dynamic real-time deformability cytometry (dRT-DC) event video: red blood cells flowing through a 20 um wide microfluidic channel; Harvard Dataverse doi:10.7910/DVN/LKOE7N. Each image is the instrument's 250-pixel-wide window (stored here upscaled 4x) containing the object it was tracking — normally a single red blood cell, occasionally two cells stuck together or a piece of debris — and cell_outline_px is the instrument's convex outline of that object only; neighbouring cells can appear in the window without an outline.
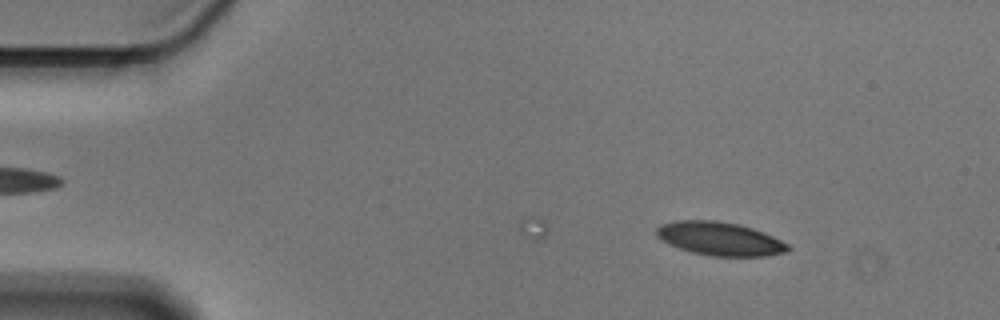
{"species": "Egyptian fruit bat (a non-hibernating species)", "species_latin": "Rousettus aegyptiacus", "temperature_condition": "cold", "stored_images_in_passage": 16, "camera_frame_rate_fps": 3000, "um_per_image_px": 0.085, "animal": {"sex": "male"}, "frame": {"image": 1, "passage_image": 3, "time_ms": 0.667, "image_size_px": [1000, 320], "cell_outline_px": [[792, 248], [784, 252], [764, 256], [712, 256], [692, 252], [668, 244], [660, 240], [656, 236], [656, 228], [660, 224], [676, 220], [716, 220], [740, 224], [764, 232], [788, 244]], "centroid_in_image_um": [61.15, 20.28], "position_along_channel_um": 23.9, "area_um2": 25.72}}
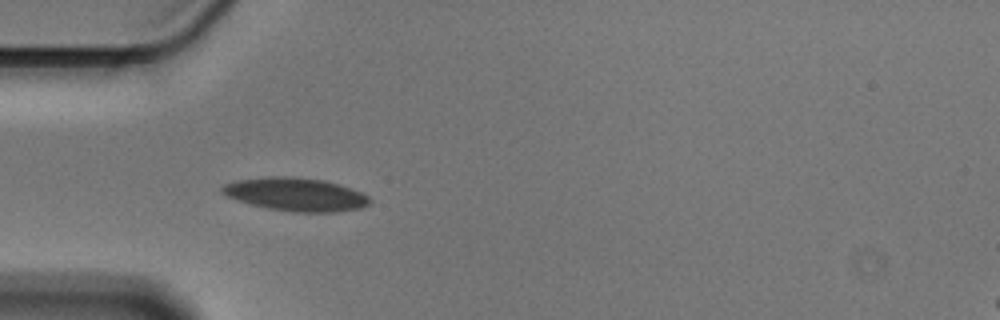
{"frame": {"image": 2, "passage_image": 12, "time_ms": 3.667, "image_size_px": [1000, 320], "cell_outline_px": [[372, 200], [368, 204], [360, 208], [336, 212], [292, 212], [268, 208], [252, 204], [228, 196], [220, 192], [220, 188], [224, 184], [236, 180], [272, 176], [288, 176], [324, 180], [352, 188], [364, 192]], "centroid_in_image_um": [25.17, 16.52], "position_along_channel_um": 59.8, "area_um2": 28.55}}
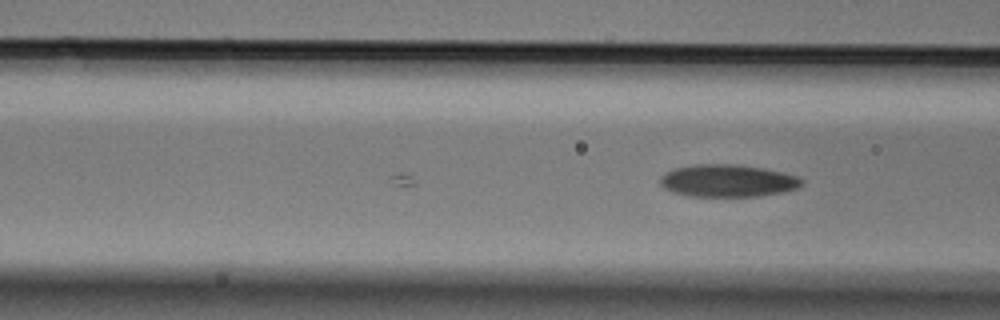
{"frame": {"image": 3, "passage_image": 16, "time_ms": 5.0, "image_size_px": [1000, 320], "cell_outline_px": [[804, 180], [796, 188], [780, 192], [756, 196], [688, 196], [672, 192], [664, 188], [660, 184], [660, 176], [664, 172], [676, 168], [696, 164], [736, 164], [764, 168], [796, 176]], "centroid_in_image_um": [61.78, 15.35], "position_along_channel_um": 104.8, "area_um2": 26.53}}